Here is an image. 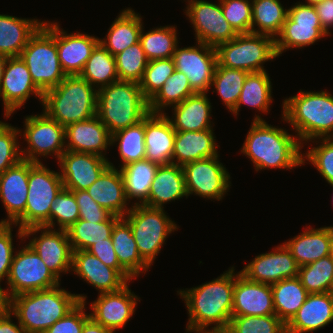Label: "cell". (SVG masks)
<instances>
[{
  "label": "cell",
  "instance_id": "cell-1",
  "mask_svg": "<svg viewBox=\"0 0 333 333\" xmlns=\"http://www.w3.org/2000/svg\"><path fill=\"white\" fill-rule=\"evenodd\" d=\"M235 269L231 267L216 279L197 287L177 291L184 299L189 321L186 332L225 331L232 317Z\"/></svg>",
  "mask_w": 333,
  "mask_h": 333
},
{
  "label": "cell",
  "instance_id": "cell-2",
  "mask_svg": "<svg viewBox=\"0 0 333 333\" xmlns=\"http://www.w3.org/2000/svg\"><path fill=\"white\" fill-rule=\"evenodd\" d=\"M286 129L267 124L259 115L254 117L241 152L250 158L255 170L292 169L302 164L303 143Z\"/></svg>",
  "mask_w": 333,
  "mask_h": 333
},
{
  "label": "cell",
  "instance_id": "cell-3",
  "mask_svg": "<svg viewBox=\"0 0 333 333\" xmlns=\"http://www.w3.org/2000/svg\"><path fill=\"white\" fill-rule=\"evenodd\" d=\"M86 297L82 294H72L60 288L59 284L53 288L11 297L5 306L26 333H44L79 302L86 303Z\"/></svg>",
  "mask_w": 333,
  "mask_h": 333
},
{
  "label": "cell",
  "instance_id": "cell-4",
  "mask_svg": "<svg viewBox=\"0 0 333 333\" xmlns=\"http://www.w3.org/2000/svg\"><path fill=\"white\" fill-rule=\"evenodd\" d=\"M282 105V118L296 130L300 143L333 138V96L327 91L301 90Z\"/></svg>",
  "mask_w": 333,
  "mask_h": 333
},
{
  "label": "cell",
  "instance_id": "cell-5",
  "mask_svg": "<svg viewBox=\"0 0 333 333\" xmlns=\"http://www.w3.org/2000/svg\"><path fill=\"white\" fill-rule=\"evenodd\" d=\"M98 90L80 75L66 76L58 86L43 94V111L60 125L97 115Z\"/></svg>",
  "mask_w": 333,
  "mask_h": 333
},
{
  "label": "cell",
  "instance_id": "cell-6",
  "mask_svg": "<svg viewBox=\"0 0 333 333\" xmlns=\"http://www.w3.org/2000/svg\"><path fill=\"white\" fill-rule=\"evenodd\" d=\"M149 114L148 101L138 82L117 81L98 90L97 116L112 135Z\"/></svg>",
  "mask_w": 333,
  "mask_h": 333
},
{
  "label": "cell",
  "instance_id": "cell-7",
  "mask_svg": "<svg viewBox=\"0 0 333 333\" xmlns=\"http://www.w3.org/2000/svg\"><path fill=\"white\" fill-rule=\"evenodd\" d=\"M36 87L44 94L66 77L58 56L56 22H44L20 55Z\"/></svg>",
  "mask_w": 333,
  "mask_h": 333
},
{
  "label": "cell",
  "instance_id": "cell-8",
  "mask_svg": "<svg viewBox=\"0 0 333 333\" xmlns=\"http://www.w3.org/2000/svg\"><path fill=\"white\" fill-rule=\"evenodd\" d=\"M64 188L60 172L50 170L42 162L29 161L28 194L24 214L13 224L19 226L18 238L24 240L23 230L34 226L50 228V209Z\"/></svg>",
  "mask_w": 333,
  "mask_h": 333
},
{
  "label": "cell",
  "instance_id": "cell-9",
  "mask_svg": "<svg viewBox=\"0 0 333 333\" xmlns=\"http://www.w3.org/2000/svg\"><path fill=\"white\" fill-rule=\"evenodd\" d=\"M123 219L130 225L141 258L151 267L169 234L178 229L164 208L131 205Z\"/></svg>",
  "mask_w": 333,
  "mask_h": 333
},
{
  "label": "cell",
  "instance_id": "cell-10",
  "mask_svg": "<svg viewBox=\"0 0 333 333\" xmlns=\"http://www.w3.org/2000/svg\"><path fill=\"white\" fill-rule=\"evenodd\" d=\"M217 63L246 72L266 71L263 63L277 58L275 39L262 34L243 33L216 47Z\"/></svg>",
  "mask_w": 333,
  "mask_h": 333
},
{
  "label": "cell",
  "instance_id": "cell-11",
  "mask_svg": "<svg viewBox=\"0 0 333 333\" xmlns=\"http://www.w3.org/2000/svg\"><path fill=\"white\" fill-rule=\"evenodd\" d=\"M59 282L40 256L27 244L15 252L6 281L9 289L1 287V292L6 303L16 295L53 288Z\"/></svg>",
  "mask_w": 333,
  "mask_h": 333
},
{
  "label": "cell",
  "instance_id": "cell-12",
  "mask_svg": "<svg viewBox=\"0 0 333 333\" xmlns=\"http://www.w3.org/2000/svg\"><path fill=\"white\" fill-rule=\"evenodd\" d=\"M24 127L23 137L28 147L20 149L22 159L41 162L40 156L47 157L54 154L59 160L66 151L65 127L50 118L44 111L40 115L25 117Z\"/></svg>",
  "mask_w": 333,
  "mask_h": 333
},
{
  "label": "cell",
  "instance_id": "cell-13",
  "mask_svg": "<svg viewBox=\"0 0 333 333\" xmlns=\"http://www.w3.org/2000/svg\"><path fill=\"white\" fill-rule=\"evenodd\" d=\"M327 35L320 24L314 5L295 3L288 9L282 30L275 38L277 56L289 48L309 46Z\"/></svg>",
  "mask_w": 333,
  "mask_h": 333
},
{
  "label": "cell",
  "instance_id": "cell-14",
  "mask_svg": "<svg viewBox=\"0 0 333 333\" xmlns=\"http://www.w3.org/2000/svg\"><path fill=\"white\" fill-rule=\"evenodd\" d=\"M219 156L186 163L182 166L187 195L222 200L230 188V175Z\"/></svg>",
  "mask_w": 333,
  "mask_h": 333
},
{
  "label": "cell",
  "instance_id": "cell-15",
  "mask_svg": "<svg viewBox=\"0 0 333 333\" xmlns=\"http://www.w3.org/2000/svg\"><path fill=\"white\" fill-rule=\"evenodd\" d=\"M186 15L195 30L197 42L217 47L234 39L238 34L225 19L221 3L205 0H187Z\"/></svg>",
  "mask_w": 333,
  "mask_h": 333
},
{
  "label": "cell",
  "instance_id": "cell-16",
  "mask_svg": "<svg viewBox=\"0 0 333 333\" xmlns=\"http://www.w3.org/2000/svg\"><path fill=\"white\" fill-rule=\"evenodd\" d=\"M29 241V245L40 256L48 269L60 280L61 273L70 272L72 267V247L66 230L34 226L23 230V238L39 233Z\"/></svg>",
  "mask_w": 333,
  "mask_h": 333
},
{
  "label": "cell",
  "instance_id": "cell-17",
  "mask_svg": "<svg viewBox=\"0 0 333 333\" xmlns=\"http://www.w3.org/2000/svg\"><path fill=\"white\" fill-rule=\"evenodd\" d=\"M196 46H177L172 59L176 70L187 76L195 92L207 93L217 65V52L215 47L205 43L197 42Z\"/></svg>",
  "mask_w": 333,
  "mask_h": 333
},
{
  "label": "cell",
  "instance_id": "cell-18",
  "mask_svg": "<svg viewBox=\"0 0 333 333\" xmlns=\"http://www.w3.org/2000/svg\"><path fill=\"white\" fill-rule=\"evenodd\" d=\"M33 94L43 101V93L33 83L29 69L21 57L7 58L0 96L4 105V115L9 118L15 110L20 109Z\"/></svg>",
  "mask_w": 333,
  "mask_h": 333
},
{
  "label": "cell",
  "instance_id": "cell-19",
  "mask_svg": "<svg viewBox=\"0 0 333 333\" xmlns=\"http://www.w3.org/2000/svg\"><path fill=\"white\" fill-rule=\"evenodd\" d=\"M298 271L299 266L291 252L281 244L272 252L256 256L240 273L250 281L273 284L283 279L298 277Z\"/></svg>",
  "mask_w": 333,
  "mask_h": 333
},
{
  "label": "cell",
  "instance_id": "cell-20",
  "mask_svg": "<svg viewBox=\"0 0 333 333\" xmlns=\"http://www.w3.org/2000/svg\"><path fill=\"white\" fill-rule=\"evenodd\" d=\"M64 188L71 191L86 190L109 166L102 156L66 150L58 160Z\"/></svg>",
  "mask_w": 333,
  "mask_h": 333
},
{
  "label": "cell",
  "instance_id": "cell-21",
  "mask_svg": "<svg viewBox=\"0 0 333 333\" xmlns=\"http://www.w3.org/2000/svg\"><path fill=\"white\" fill-rule=\"evenodd\" d=\"M128 285L116 292L100 293L97 300L90 304V317L100 325L115 332L123 328L134 315L137 300Z\"/></svg>",
  "mask_w": 333,
  "mask_h": 333
},
{
  "label": "cell",
  "instance_id": "cell-22",
  "mask_svg": "<svg viewBox=\"0 0 333 333\" xmlns=\"http://www.w3.org/2000/svg\"><path fill=\"white\" fill-rule=\"evenodd\" d=\"M275 315L271 284L248 280L235 274L232 316Z\"/></svg>",
  "mask_w": 333,
  "mask_h": 333
},
{
  "label": "cell",
  "instance_id": "cell-23",
  "mask_svg": "<svg viewBox=\"0 0 333 333\" xmlns=\"http://www.w3.org/2000/svg\"><path fill=\"white\" fill-rule=\"evenodd\" d=\"M73 271L100 293L116 292L128 284V280L117 270L106 266L87 250L73 251Z\"/></svg>",
  "mask_w": 333,
  "mask_h": 333
},
{
  "label": "cell",
  "instance_id": "cell-24",
  "mask_svg": "<svg viewBox=\"0 0 333 333\" xmlns=\"http://www.w3.org/2000/svg\"><path fill=\"white\" fill-rule=\"evenodd\" d=\"M29 161L20 160L0 175V199L7 219L0 223L14 224L25 212L28 194Z\"/></svg>",
  "mask_w": 333,
  "mask_h": 333
},
{
  "label": "cell",
  "instance_id": "cell-25",
  "mask_svg": "<svg viewBox=\"0 0 333 333\" xmlns=\"http://www.w3.org/2000/svg\"><path fill=\"white\" fill-rule=\"evenodd\" d=\"M65 139H67L65 147L68 151L92 153L104 158H106V152H103L111 146V134L97 115L67 125Z\"/></svg>",
  "mask_w": 333,
  "mask_h": 333
},
{
  "label": "cell",
  "instance_id": "cell-26",
  "mask_svg": "<svg viewBox=\"0 0 333 333\" xmlns=\"http://www.w3.org/2000/svg\"><path fill=\"white\" fill-rule=\"evenodd\" d=\"M56 44L60 65L66 76L80 75L99 38L82 33L67 34L56 23Z\"/></svg>",
  "mask_w": 333,
  "mask_h": 333
},
{
  "label": "cell",
  "instance_id": "cell-27",
  "mask_svg": "<svg viewBox=\"0 0 333 333\" xmlns=\"http://www.w3.org/2000/svg\"><path fill=\"white\" fill-rule=\"evenodd\" d=\"M166 114L149 113L145 117V159L158 165L172 163L176 131Z\"/></svg>",
  "mask_w": 333,
  "mask_h": 333
},
{
  "label": "cell",
  "instance_id": "cell-28",
  "mask_svg": "<svg viewBox=\"0 0 333 333\" xmlns=\"http://www.w3.org/2000/svg\"><path fill=\"white\" fill-rule=\"evenodd\" d=\"M333 321V292L308 294L302 307L286 324V333L317 331Z\"/></svg>",
  "mask_w": 333,
  "mask_h": 333
},
{
  "label": "cell",
  "instance_id": "cell-29",
  "mask_svg": "<svg viewBox=\"0 0 333 333\" xmlns=\"http://www.w3.org/2000/svg\"><path fill=\"white\" fill-rule=\"evenodd\" d=\"M299 267L313 263L333 253V226L305 231L283 243Z\"/></svg>",
  "mask_w": 333,
  "mask_h": 333
},
{
  "label": "cell",
  "instance_id": "cell-30",
  "mask_svg": "<svg viewBox=\"0 0 333 333\" xmlns=\"http://www.w3.org/2000/svg\"><path fill=\"white\" fill-rule=\"evenodd\" d=\"M86 191L103 208L123 218L130 210L118 168L109 161V166Z\"/></svg>",
  "mask_w": 333,
  "mask_h": 333
},
{
  "label": "cell",
  "instance_id": "cell-31",
  "mask_svg": "<svg viewBox=\"0 0 333 333\" xmlns=\"http://www.w3.org/2000/svg\"><path fill=\"white\" fill-rule=\"evenodd\" d=\"M218 147L213 129L176 131L172 163L183 166L189 162L218 156Z\"/></svg>",
  "mask_w": 333,
  "mask_h": 333
},
{
  "label": "cell",
  "instance_id": "cell-32",
  "mask_svg": "<svg viewBox=\"0 0 333 333\" xmlns=\"http://www.w3.org/2000/svg\"><path fill=\"white\" fill-rule=\"evenodd\" d=\"M184 196L188 197L182 166L173 163L159 165L144 205L163 209L165 203Z\"/></svg>",
  "mask_w": 333,
  "mask_h": 333
},
{
  "label": "cell",
  "instance_id": "cell-33",
  "mask_svg": "<svg viewBox=\"0 0 333 333\" xmlns=\"http://www.w3.org/2000/svg\"><path fill=\"white\" fill-rule=\"evenodd\" d=\"M172 108H174V116L171 119L169 116L167 117L175 131L213 129L210 119L212 106L207 93L196 92Z\"/></svg>",
  "mask_w": 333,
  "mask_h": 333
},
{
  "label": "cell",
  "instance_id": "cell-34",
  "mask_svg": "<svg viewBox=\"0 0 333 333\" xmlns=\"http://www.w3.org/2000/svg\"><path fill=\"white\" fill-rule=\"evenodd\" d=\"M43 23L38 19L0 14V54L7 58L20 57L29 39Z\"/></svg>",
  "mask_w": 333,
  "mask_h": 333
},
{
  "label": "cell",
  "instance_id": "cell-35",
  "mask_svg": "<svg viewBox=\"0 0 333 333\" xmlns=\"http://www.w3.org/2000/svg\"><path fill=\"white\" fill-rule=\"evenodd\" d=\"M132 8L124 9L108 29L107 36L99 39V43L113 56L139 42L142 17Z\"/></svg>",
  "mask_w": 333,
  "mask_h": 333
},
{
  "label": "cell",
  "instance_id": "cell-36",
  "mask_svg": "<svg viewBox=\"0 0 333 333\" xmlns=\"http://www.w3.org/2000/svg\"><path fill=\"white\" fill-rule=\"evenodd\" d=\"M111 239L121 267L133 279L148 271L150 266L141 258L132 229L123 218L114 225Z\"/></svg>",
  "mask_w": 333,
  "mask_h": 333
},
{
  "label": "cell",
  "instance_id": "cell-37",
  "mask_svg": "<svg viewBox=\"0 0 333 333\" xmlns=\"http://www.w3.org/2000/svg\"><path fill=\"white\" fill-rule=\"evenodd\" d=\"M159 165L143 159L128 163L120 168L125 195L130 202L137 199L135 205H144L148 201L151 184L155 178Z\"/></svg>",
  "mask_w": 333,
  "mask_h": 333
},
{
  "label": "cell",
  "instance_id": "cell-38",
  "mask_svg": "<svg viewBox=\"0 0 333 333\" xmlns=\"http://www.w3.org/2000/svg\"><path fill=\"white\" fill-rule=\"evenodd\" d=\"M275 315L286 325L304 304L308 292L298 277L271 284Z\"/></svg>",
  "mask_w": 333,
  "mask_h": 333
},
{
  "label": "cell",
  "instance_id": "cell-39",
  "mask_svg": "<svg viewBox=\"0 0 333 333\" xmlns=\"http://www.w3.org/2000/svg\"><path fill=\"white\" fill-rule=\"evenodd\" d=\"M251 32L276 38L288 16L279 0H252ZM258 26V30L254 28Z\"/></svg>",
  "mask_w": 333,
  "mask_h": 333
},
{
  "label": "cell",
  "instance_id": "cell-40",
  "mask_svg": "<svg viewBox=\"0 0 333 333\" xmlns=\"http://www.w3.org/2000/svg\"><path fill=\"white\" fill-rule=\"evenodd\" d=\"M272 85L269 74L266 71L250 72L244 81L241 94L239 95L236 107L231 111L236 115L241 105H248L257 108L262 113H268L272 103Z\"/></svg>",
  "mask_w": 333,
  "mask_h": 333
},
{
  "label": "cell",
  "instance_id": "cell-41",
  "mask_svg": "<svg viewBox=\"0 0 333 333\" xmlns=\"http://www.w3.org/2000/svg\"><path fill=\"white\" fill-rule=\"evenodd\" d=\"M120 219L116 215L101 223L78 219L66 230L72 250H88L94 243L111 238L113 227Z\"/></svg>",
  "mask_w": 333,
  "mask_h": 333
},
{
  "label": "cell",
  "instance_id": "cell-42",
  "mask_svg": "<svg viewBox=\"0 0 333 333\" xmlns=\"http://www.w3.org/2000/svg\"><path fill=\"white\" fill-rule=\"evenodd\" d=\"M80 76L97 90L119 81L115 57L99 43L87 60Z\"/></svg>",
  "mask_w": 333,
  "mask_h": 333
},
{
  "label": "cell",
  "instance_id": "cell-43",
  "mask_svg": "<svg viewBox=\"0 0 333 333\" xmlns=\"http://www.w3.org/2000/svg\"><path fill=\"white\" fill-rule=\"evenodd\" d=\"M196 92L191 88L187 76L178 70L166 80L158 93L148 102L149 113L165 114V107H173Z\"/></svg>",
  "mask_w": 333,
  "mask_h": 333
},
{
  "label": "cell",
  "instance_id": "cell-44",
  "mask_svg": "<svg viewBox=\"0 0 333 333\" xmlns=\"http://www.w3.org/2000/svg\"><path fill=\"white\" fill-rule=\"evenodd\" d=\"M140 32L139 42L148 61L171 58L178 46L175 26H160L146 33Z\"/></svg>",
  "mask_w": 333,
  "mask_h": 333
},
{
  "label": "cell",
  "instance_id": "cell-45",
  "mask_svg": "<svg viewBox=\"0 0 333 333\" xmlns=\"http://www.w3.org/2000/svg\"><path fill=\"white\" fill-rule=\"evenodd\" d=\"M145 118L139 123L111 135V145L118 142V151L124 166L145 159Z\"/></svg>",
  "mask_w": 333,
  "mask_h": 333
},
{
  "label": "cell",
  "instance_id": "cell-46",
  "mask_svg": "<svg viewBox=\"0 0 333 333\" xmlns=\"http://www.w3.org/2000/svg\"><path fill=\"white\" fill-rule=\"evenodd\" d=\"M298 278L309 294L332 292L333 253L299 267Z\"/></svg>",
  "mask_w": 333,
  "mask_h": 333
},
{
  "label": "cell",
  "instance_id": "cell-47",
  "mask_svg": "<svg viewBox=\"0 0 333 333\" xmlns=\"http://www.w3.org/2000/svg\"><path fill=\"white\" fill-rule=\"evenodd\" d=\"M248 73L239 69L222 67L218 63L216 65L211 86H215L216 92L230 112L237 105Z\"/></svg>",
  "mask_w": 333,
  "mask_h": 333
},
{
  "label": "cell",
  "instance_id": "cell-48",
  "mask_svg": "<svg viewBox=\"0 0 333 333\" xmlns=\"http://www.w3.org/2000/svg\"><path fill=\"white\" fill-rule=\"evenodd\" d=\"M114 57L119 81L139 83L142 80L148 60L140 42L131 45Z\"/></svg>",
  "mask_w": 333,
  "mask_h": 333
},
{
  "label": "cell",
  "instance_id": "cell-49",
  "mask_svg": "<svg viewBox=\"0 0 333 333\" xmlns=\"http://www.w3.org/2000/svg\"><path fill=\"white\" fill-rule=\"evenodd\" d=\"M227 333H286V325L276 315L232 316Z\"/></svg>",
  "mask_w": 333,
  "mask_h": 333
},
{
  "label": "cell",
  "instance_id": "cell-50",
  "mask_svg": "<svg viewBox=\"0 0 333 333\" xmlns=\"http://www.w3.org/2000/svg\"><path fill=\"white\" fill-rule=\"evenodd\" d=\"M175 70L172 57L148 61L142 80L139 82L142 94L148 102L158 93Z\"/></svg>",
  "mask_w": 333,
  "mask_h": 333
},
{
  "label": "cell",
  "instance_id": "cell-51",
  "mask_svg": "<svg viewBox=\"0 0 333 333\" xmlns=\"http://www.w3.org/2000/svg\"><path fill=\"white\" fill-rule=\"evenodd\" d=\"M79 219V207L73 191L63 188L56 196L50 209V228L57 225L61 230H67Z\"/></svg>",
  "mask_w": 333,
  "mask_h": 333
},
{
  "label": "cell",
  "instance_id": "cell-52",
  "mask_svg": "<svg viewBox=\"0 0 333 333\" xmlns=\"http://www.w3.org/2000/svg\"><path fill=\"white\" fill-rule=\"evenodd\" d=\"M21 131L11 124L0 121V175L22 160L17 140L22 134Z\"/></svg>",
  "mask_w": 333,
  "mask_h": 333
},
{
  "label": "cell",
  "instance_id": "cell-53",
  "mask_svg": "<svg viewBox=\"0 0 333 333\" xmlns=\"http://www.w3.org/2000/svg\"><path fill=\"white\" fill-rule=\"evenodd\" d=\"M252 0H220L225 19L237 34L250 33Z\"/></svg>",
  "mask_w": 333,
  "mask_h": 333
},
{
  "label": "cell",
  "instance_id": "cell-54",
  "mask_svg": "<svg viewBox=\"0 0 333 333\" xmlns=\"http://www.w3.org/2000/svg\"><path fill=\"white\" fill-rule=\"evenodd\" d=\"M320 145L309 148L307 153L302 154V164L309 161L319 171L320 175L333 184V138H319ZM306 159H305V158Z\"/></svg>",
  "mask_w": 333,
  "mask_h": 333
},
{
  "label": "cell",
  "instance_id": "cell-55",
  "mask_svg": "<svg viewBox=\"0 0 333 333\" xmlns=\"http://www.w3.org/2000/svg\"><path fill=\"white\" fill-rule=\"evenodd\" d=\"M85 308V302H79L44 333H81L84 323L90 318V314L85 313Z\"/></svg>",
  "mask_w": 333,
  "mask_h": 333
},
{
  "label": "cell",
  "instance_id": "cell-56",
  "mask_svg": "<svg viewBox=\"0 0 333 333\" xmlns=\"http://www.w3.org/2000/svg\"><path fill=\"white\" fill-rule=\"evenodd\" d=\"M73 194L79 207V219L101 223L113 215L101 207L86 190L73 191Z\"/></svg>",
  "mask_w": 333,
  "mask_h": 333
},
{
  "label": "cell",
  "instance_id": "cell-57",
  "mask_svg": "<svg viewBox=\"0 0 333 333\" xmlns=\"http://www.w3.org/2000/svg\"><path fill=\"white\" fill-rule=\"evenodd\" d=\"M11 225L13 224L0 223V283L5 277L7 280L14 257Z\"/></svg>",
  "mask_w": 333,
  "mask_h": 333
},
{
  "label": "cell",
  "instance_id": "cell-58",
  "mask_svg": "<svg viewBox=\"0 0 333 333\" xmlns=\"http://www.w3.org/2000/svg\"><path fill=\"white\" fill-rule=\"evenodd\" d=\"M91 254L100 259L106 266L117 269L129 282L133 279L120 265L115 253L111 238L94 243L88 250Z\"/></svg>",
  "mask_w": 333,
  "mask_h": 333
},
{
  "label": "cell",
  "instance_id": "cell-59",
  "mask_svg": "<svg viewBox=\"0 0 333 333\" xmlns=\"http://www.w3.org/2000/svg\"><path fill=\"white\" fill-rule=\"evenodd\" d=\"M314 7L323 30L330 35L329 28H333V0H322Z\"/></svg>",
  "mask_w": 333,
  "mask_h": 333
},
{
  "label": "cell",
  "instance_id": "cell-60",
  "mask_svg": "<svg viewBox=\"0 0 333 333\" xmlns=\"http://www.w3.org/2000/svg\"><path fill=\"white\" fill-rule=\"evenodd\" d=\"M12 313L5 306L0 310V333H26L24 328L11 320Z\"/></svg>",
  "mask_w": 333,
  "mask_h": 333
},
{
  "label": "cell",
  "instance_id": "cell-61",
  "mask_svg": "<svg viewBox=\"0 0 333 333\" xmlns=\"http://www.w3.org/2000/svg\"><path fill=\"white\" fill-rule=\"evenodd\" d=\"M81 333H114L112 330L95 322L91 317L84 323Z\"/></svg>",
  "mask_w": 333,
  "mask_h": 333
},
{
  "label": "cell",
  "instance_id": "cell-62",
  "mask_svg": "<svg viewBox=\"0 0 333 333\" xmlns=\"http://www.w3.org/2000/svg\"><path fill=\"white\" fill-rule=\"evenodd\" d=\"M6 61H7V57H5L4 55L0 54V84L2 82V76L4 74V69L6 66Z\"/></svg>",
  "mask_w": 333,
  "mask_h": 333
},
{
  "label": "cell",
  "instance_id": "cell-63",
  "mask_svg": "<svg viewBox=\"0 0 333 333\" xmlns=\"http://www.w3.org/2000/svg\"><path fill=\"white\" fill-rule=\"evenodd\" d=\"M5 307V301L2 296L1 287H0V310Z\"/></svg>",
  "mask_w": 333,
  "mask_h": 333
},
{
  "label": "cell",
  "instance_id": "cell-64",
  "mask_svg": "<svg viewBox=\"0 0 333 333\" xmlns=\"http://www.w3.org/2000/svg\"><path fill=\"white\" fill-rule=\"evenodd\" d=\"M321 1H322V0H306V2L303 3V4H307V5H315V4H317V3L321 2Z\"/></svg>",
  "mask_w": 333,
  "mask_h": 333
},
{
  "label": "cell",
  "instance_id": "cell-65",
  "mask_svg": "<svg viewBox=\"0 0 333 333\" xmlns=\"http://www.w3.org/2000/svg\"><path fill=\"white\" fill-rule=\"evenodd\" d=\"M201 333H227L226 331H211L208 329L207 331L201 332Z\"/></svg>",
  "mask_w": 333,
  "mask_h": 333
}]
</instances>
